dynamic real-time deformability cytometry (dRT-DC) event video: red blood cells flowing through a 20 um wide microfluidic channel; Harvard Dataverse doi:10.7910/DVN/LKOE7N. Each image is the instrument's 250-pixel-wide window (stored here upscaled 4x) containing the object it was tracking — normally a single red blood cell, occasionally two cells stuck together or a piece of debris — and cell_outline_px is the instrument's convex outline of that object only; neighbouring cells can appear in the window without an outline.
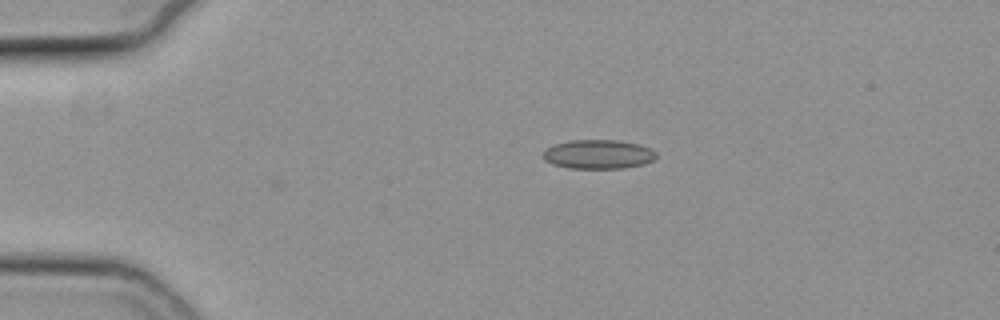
{"species": "common noctule bat (a hibernating species)", "species_latin": "Nyctalus noctula", "temperature_condition": "cold", "stored_images_in_passage": 34, "camera_frame_rate_fps": 3000, "um_per_image_px": 0.085, "animal": {"sex": "female", "body_mass_g": 19.3, "forearm_length_mm": 54.1}, "frame": {"image": 1, "passage_image": 1, "time_ms": 0.0, "image_size_px": [1000, 320], "cell_outline_px": [[656, 160], [644, 164], [624, 168], [568, 168], [552, 164], [544, 160], [544, 152], [548, 148], [556, 144], [572, 140], [616, 140], [636, 144], [648, 148], [656, 152]], "centroid_in_image_um": [50.87, 13.12], "position_along_channel_um": 34.1, "area_um2": 19.02}}
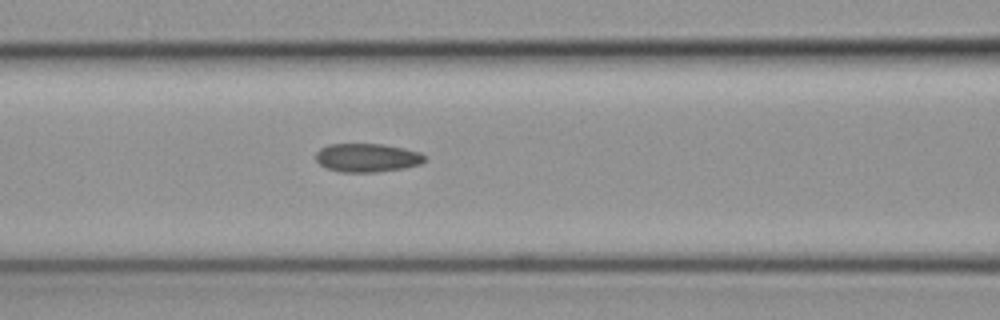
{"frame": {"image": 2, "passage_image": 13, "time_ms": 4.0, "image_size_px": [1000, 320], "cell_outline_px": [[424, 160], [420, 164], [404, 168], [376, 172], [340, 172], [324, 168], [316, 160], [316, 152], [320, 148], [328, 144], [380, 144], [404, 148], [420, 152], [424, 156]], "centroid_in_image_um": [31.16, 13.41], "position_along_channel_um": 135.4, "area_um2": 18.15}}
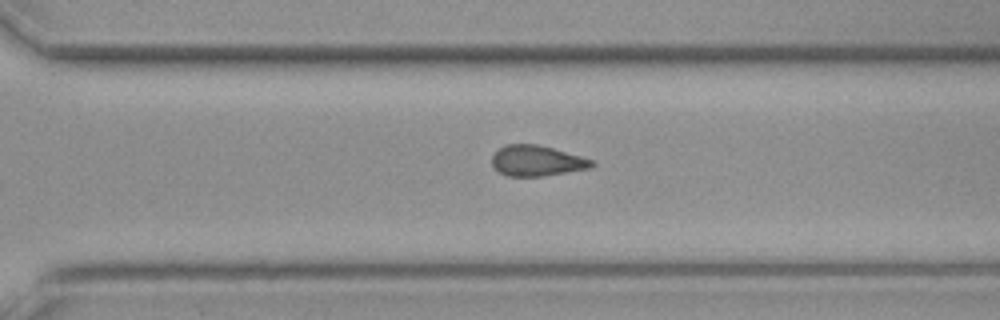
{"frame": {"image": 3, "passage_image": 28, "time_ms": 9.0, "image_size_px": [1000, 320], "cell_outline_px": [[596, 164], [592, 168], [544, 176], [508, 176], [500, 172], [492, 164], [492, 156], [500, 148], [508, 144], [536, 144], [552, 148], [580, 156], [592, 160]], "centroid_in_image_um": [45.65, 13.67], "position_along_channel_um": 324.9, "area_um2": 17.63}, "authors_computed_cell_mechanics": {"area_um2": 18.0625, "velocity_mm_per_s": 3.795, "shape_relaxation_time_tau1_ms": null, "shape_relaxation_time_tau2_ms": 7.1402, "deformation_change_tau1": null, "deformation_change_tau2": 0.132}}